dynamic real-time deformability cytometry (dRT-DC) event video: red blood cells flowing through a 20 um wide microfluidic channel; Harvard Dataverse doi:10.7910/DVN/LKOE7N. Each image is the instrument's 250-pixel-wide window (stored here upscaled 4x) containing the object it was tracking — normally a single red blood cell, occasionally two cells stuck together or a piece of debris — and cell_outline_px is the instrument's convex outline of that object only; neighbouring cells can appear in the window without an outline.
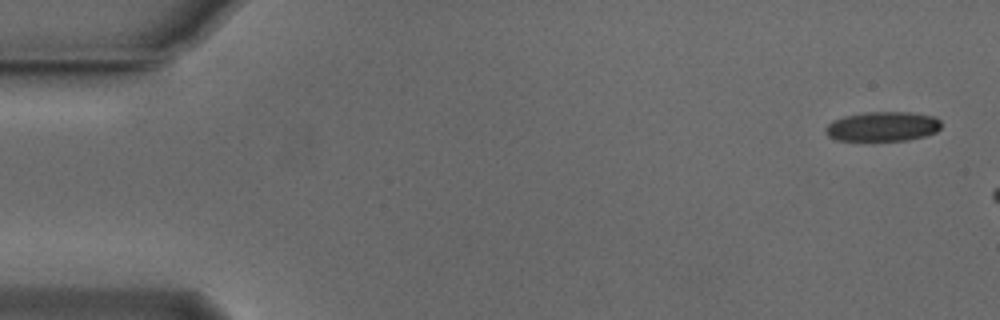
{"species": "Egyptian fruit bat (a non-hibernating species)", "species_latin": "Rousettus aegyptiacus", "temperature_condition": "cold", "stored_images_in_passage": 7, "camera_frame_rate_fps": 3000, "um_per_image_px": 0.085, "animal": {"sex": "male"}, "frame": {"image": 1, "passage_image": 1, "time_ms": 0.0, "image_size_px": [1000, 320], "cell_outline_px": [[940, 128], [936, 132], [924, 136], [908, 140], [836, 140], [828, 136], [824, 132], [824, 128], [832, 120], [844, 116], [864, 112], [912, 112], [932, 116], [940, 120]], "centroid_in_image_um": [74.99, 10.74], "position_along_channel_um": 10.0, "area_um2": 20.0}}